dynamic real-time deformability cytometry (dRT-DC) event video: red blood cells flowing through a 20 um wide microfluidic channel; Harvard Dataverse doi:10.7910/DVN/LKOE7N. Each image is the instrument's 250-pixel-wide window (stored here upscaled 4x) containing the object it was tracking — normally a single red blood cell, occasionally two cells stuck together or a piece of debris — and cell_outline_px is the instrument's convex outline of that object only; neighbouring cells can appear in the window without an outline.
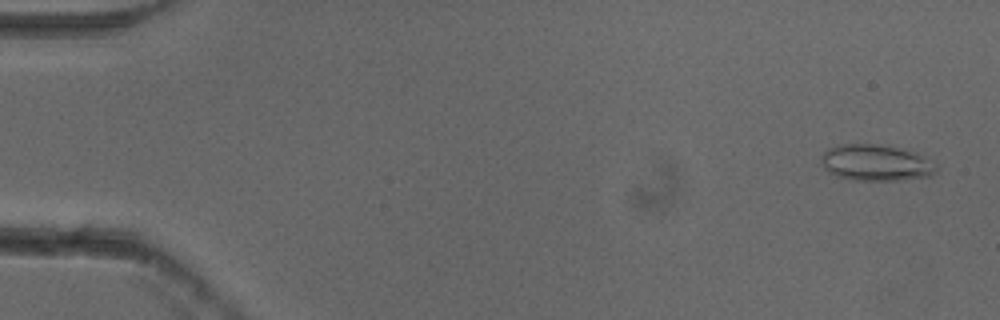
{"species": "common noctule bat (a hibernating species)", "species_latin": "Nyctalus noctula", "temperature_condition": "cold", "stored_images_in_passage": 54, "camera_frame_rate_fps": 3000, "um_per_image_px": 0.085, "animal": {"sex": "female"}, "frame": {"image": 1, "passage_image": 3, "time_ms": 0.667, "image_size_px": [1000, 320], "cell_outline_px": [[936, 172], [932, 176], [896, 180], [856, 180], [836, 176], [828, 172], [824, 168], [820, 156], [828, 148], [840, 144], [872, 144], [896, 148], [916, 152], [936, 164]], "centroid_in_image_um": [74.43, 13.84], "position_along_channel_um": 10.6, "area_um2": 24.16}}
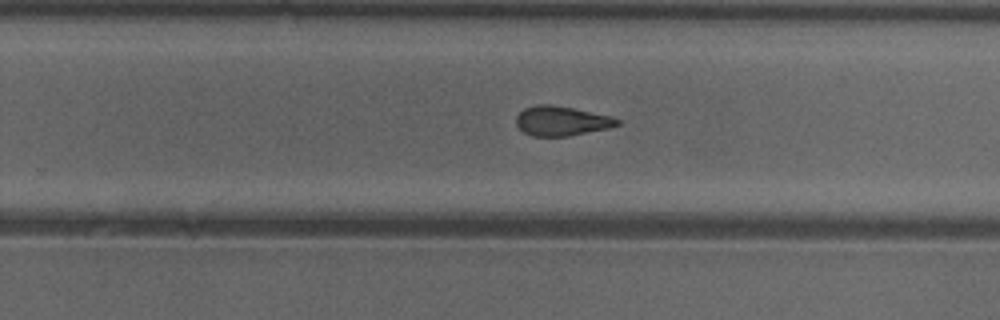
{"frame": {"image": 2, "passage_image": 35, "time_ms": 11.333, "image_size_px": [1000, 320], "cell_outline_px": [[620, 124], [608, 128], [568, 136], [532, 136], [524, 132], [516, 124], [516, 116], [524, 108], [536, 104], [552, 104], [612, 116], [620, 120]], "centroid_in_image_um": [47.71, 10.27], "position_along_channel_um": 282.1, "area_um2": 17.4}}
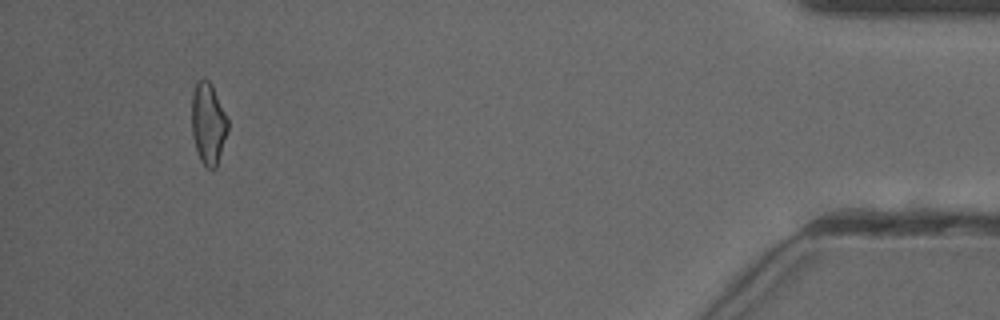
{"frame": {"image": 3, "passage_image": 51, "time_ms": 16.667, "image_size_px": [1000, 320], "cell_outline_px": [[228, 128], [216, 168], [208, 168], [200, 160], [192, 136], [192, 92], [196, 84], [200, 80], [208, 80], [212, 84], [228, 120]], "centroid_in_image_um": [17.69, 10.5], "position_along_channel_um": 417.5, "area_um2": 16.88}, "authors_computed_cell_mechanics": {"area_um2": 18.4382, "velocity_mm_per_s": 3.8696, "shape_relaxation_time_tau1_ms": null, "shape_relaxation_time_tau2_ms": 2.3482, "deformation_change_tau1": null, "deformation_change_tau2": 0.1111}}